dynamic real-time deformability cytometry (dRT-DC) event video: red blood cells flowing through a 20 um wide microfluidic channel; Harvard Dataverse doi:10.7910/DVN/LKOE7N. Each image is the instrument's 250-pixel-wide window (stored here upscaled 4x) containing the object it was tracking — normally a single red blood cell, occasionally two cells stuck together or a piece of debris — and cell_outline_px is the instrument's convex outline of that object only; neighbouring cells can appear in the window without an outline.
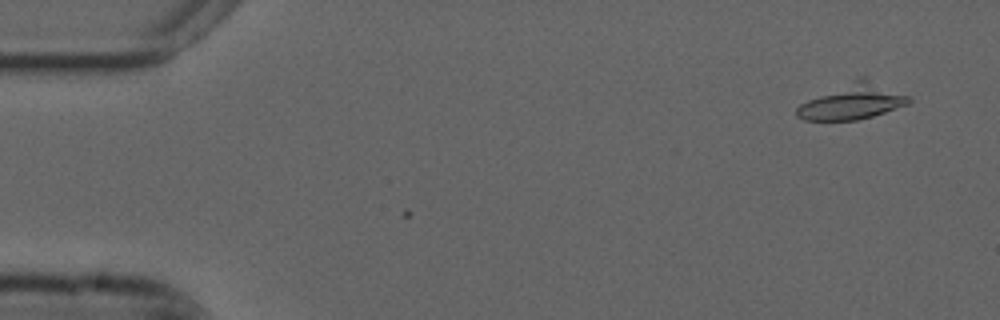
{"species": "common noctule bat (a hibernating species)", "species_latin": "Nyctalus noctula", "temperature_condition": "cold", "stored_images_in_passage": 3, "camera_frame_rate_fps": 3000, "um_per_image_px": 0.085, "animal": {"sex": "male", "forearm_length_mm": 52.5}, "frame": {"image": 1, "passage_image": 1, "time_ms": 0.0, "image_size_px": [1000, 320], "cell_outline_px": [[912, 100], [908, 104], [872, 116], [856, 120], [804, 120], [796, 116], [796, 108], [800, 104], [808, 100], [860, 76], [864, 76], [908, 96]], "centroid_in_image_um": [72.45, 8.64], "position_along_channel_um": 12.5, "area_um2": 22.72}}